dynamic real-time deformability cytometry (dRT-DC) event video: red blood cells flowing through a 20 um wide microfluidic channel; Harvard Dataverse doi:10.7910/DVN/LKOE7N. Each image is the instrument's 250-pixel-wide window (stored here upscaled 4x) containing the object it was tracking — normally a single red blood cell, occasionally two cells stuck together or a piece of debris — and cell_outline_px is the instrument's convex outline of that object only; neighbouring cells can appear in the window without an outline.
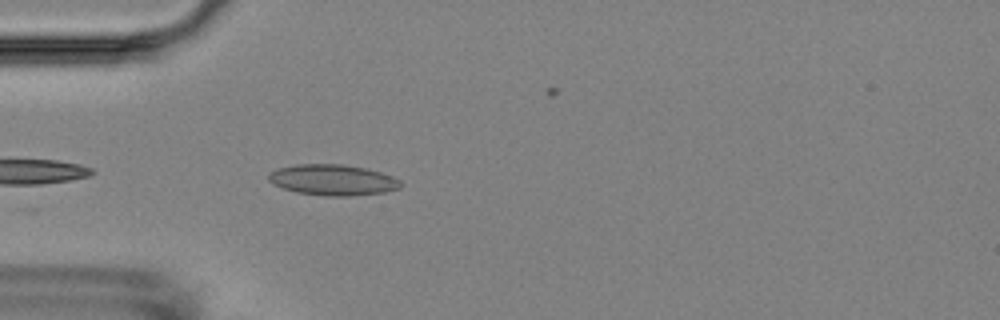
{"species": "Egyptian fruit bat (a non-hibernating species)", "species_latin": "Rousettus aegyptiacus", "temperature_condition": "room temperature", "stored_images_in_passage": 4, "camera_frame_rate_fps": 3000, "um_per_image_px": 0.085, "animal": {"sex": "female"}, "frame": {"image": 1, "passage_image": 4, "time_ms": 4.333, "image_size_px": [1000, 320], "cell_outline_px": [[404, 184], [400, 188], [384, 192], [348, 196], [324, 196], [296, 192], [272, 184], [268, 180], [268, 176], [276, 168], [296, 164], [344, 164], [364, 168], [380, 172], [392, 176], [400, 180]], "centroid_in_image_um": [28.29, 15.29], "position_along_channel_um": 56.7, "area_um2": 23.81}}